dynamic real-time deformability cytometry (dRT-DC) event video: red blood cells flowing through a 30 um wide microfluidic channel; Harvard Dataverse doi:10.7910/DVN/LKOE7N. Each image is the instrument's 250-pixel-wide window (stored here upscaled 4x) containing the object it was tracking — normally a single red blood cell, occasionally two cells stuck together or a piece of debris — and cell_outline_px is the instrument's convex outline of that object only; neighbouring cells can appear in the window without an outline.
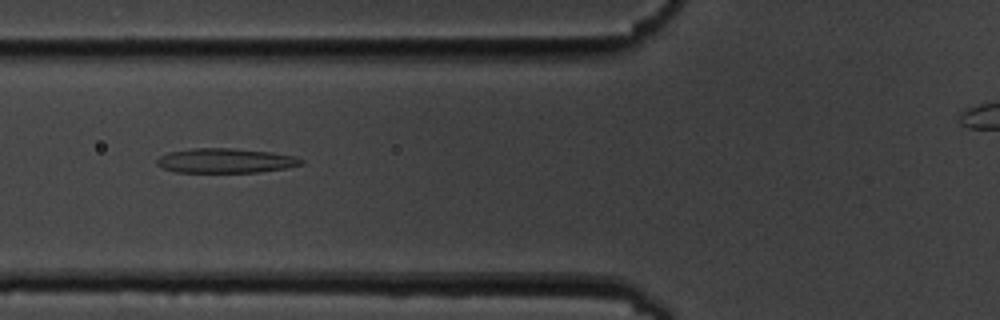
{"species": "common noctule bat (a hibernating species)", "species_latin": "Nyctalus noctula", "temperature_condition": "cold", "stored_images_in_passage": 9, "camera_frame_rate_fps": 3000, "um_per_image_px": 0.085, "animal": {"sex": "male", "body_mass_g": 19.5, "forearm_length_mm": 54.6}, "frame": {"image": 1, "passage_image": 7, "time_ms": 6.667, "image_size_px": [1000, 320], "cell_outline_px": [[304, 164], [284, 168], [256, 172], [176, 172], [164, 168], [156, 164], [156, 160], [160, 156], [168, 152], [192, 148], [232, 148], [272, 152], [292, 156], [304, 160]], "centroid_in_image_um": [19.14, 13.65], "position_along_channel_um": 106.7, "area_um2": 20.58}}
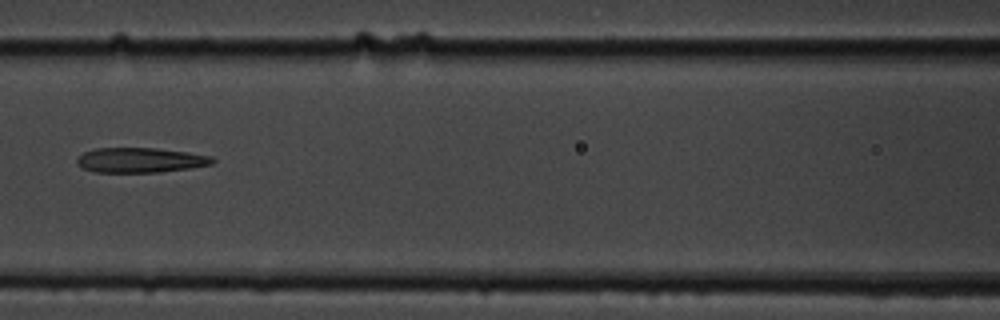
{"frame": {"image": 2, "passage_image": 8, "time_ms": 8.0, "image_size_px": [1000, 320], "cell_outline_px": [[216, 160], [212, 164], [192, 168], [160, 172], [96, 172], [84, 168], [76, 164], [76, 160], [84, 152], [96, 148], [156, 148], [188, 152], [212, 156]], "centroid_in_image_um": [11.96, 13.61], "position_along_channel_um": 154.6, "area_um2": 19.71}}
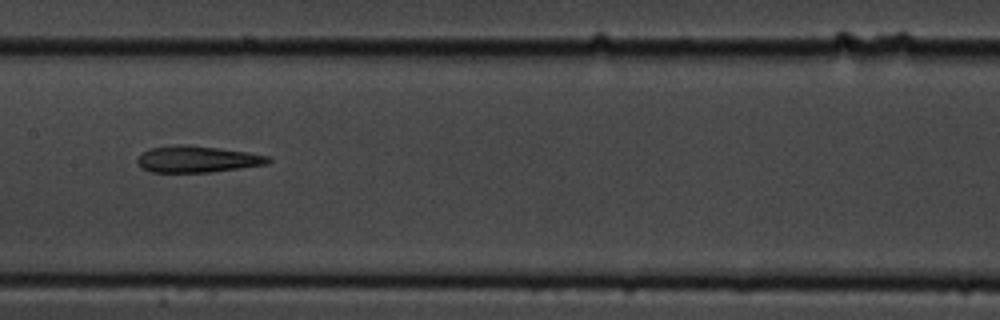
{"frame": {"image": 3, "passage_image": 9, "time_ms": 9.0, "image_size_px": [1000, 320], "cell_outline_px": [[272, 160], [268, 164], [212, 172], [152, 172], [144, 168], [136, 160], [144, 152], [152, 148], [176, 144], [188, 144], [220, 148], [248, 152], [268, 156]], "centroid_in_image_um": [16.82, 13.52], "position_along_channel_um": 190.6, "area_um2": 20.11}}